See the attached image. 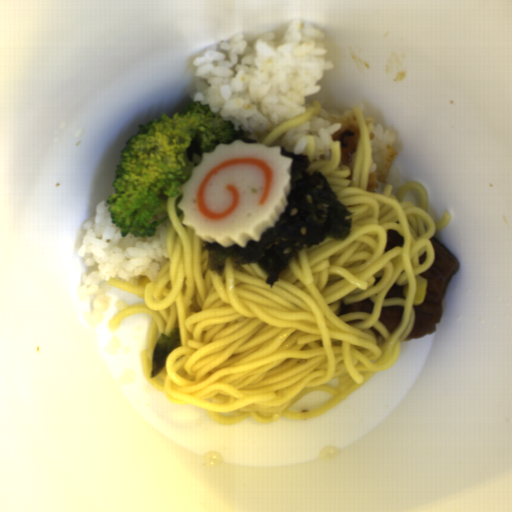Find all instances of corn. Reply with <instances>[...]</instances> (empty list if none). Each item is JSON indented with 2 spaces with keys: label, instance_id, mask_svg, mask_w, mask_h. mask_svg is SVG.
<instances>
[{
  "label": "corn",
  "instance_id": "obj_1",
  "mask_svg": "<svg viewBox=\"0 0 512 512\" xmlns=\"http://www.w3.org/2000/svg\"><path fill=\"white\" fill-rule=\"evenodd\" d=\"M414 282L415 291L412 306H418L425 299L428 281L418 274L414 277Z\"/></svg>",
  "mask_w": 512,
  "mask_h": 512
}]
</instances>
